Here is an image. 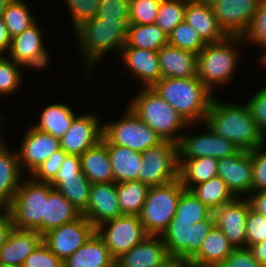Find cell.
Segmentation results:
<instances>
[{
    "label": "cell",
    "mask_w": 266,
    "mask_h": 267,
    "mask_svg": "<svg viewBox=\"0 0 266 267\" xmlns=\"http://www.w3.org/2000/svg\"><path fill=\"white\" fill-rule=\"evenodd\" d=\"M250 204L246 198H236L213 211L215 224L235 249L246 248V223Z\"/></svg>",
    "instance_id": "d6986e66"
},
{
    "label": "cell",
    "mask_w": 266,
    "mask_h": 267,
    "mask_svg": "<svg viewBox=\"0 0 266 267\" xmlns=\"http://www.w3.org/2000/svg\"><path fill=\"white\" fill-rule=\"evenodd\" d=\"M152 88L188 124L204 122L214 95L198 77L161 78Z\"/></svg>",
    "instance_id": "7a4b0ae2"
},
{
    "label": "cell",
    "mask_w": 266,
    "mask_h": 267,
    "mask_svg": "<svg viewBox=\"0 0 266 267\" xmlns=\"http://www.w3.org/2000/svg\"><path fill=\"white\" fill-rule=\"evenodd\" d=\"M215 224L214 216L193 224L172 218L161 238L171 258L190 261L200 250L203 240Z\"/></svg>",
    "instance_id": "9c48e42d"
},
{
    "label": "cell",
    "mask_w": 266,
    "mask_h": 267,
    "mask_svg": "<svg viewBox=\"0 0 266 267\" xmlns=\"http://www.w3.org/2000/svg\"><path fill=\"white\" fill-rule=\"evenodd\" d=\"M76 116L68 105L53 103L42 111L40 122L36 123L33 127L38 131L51 134L55 138L61 139L70 128Z\"/></svg>",
    "instance_id": "d6a6232c"
},
{
    "label": "cell",
    "mask_w": 266,
    "mask_h": 267,
    "mask_svg": "<svg viewBox=\"0 0 266 267\" xmlns=\"http://www.w3.org/2000/svg\"><path fill=\"white\" fill-rule=\"evenodd\" d=\"M50 185L59 191L79 212H83L90 198L91 182L82 174L79 178L53 180Z\"/></svg>",
    "instance_id": "8d00e7d4"
},
{
    "label": "cell",
    "mask_w": 266,
    "mask_h": 267,
    "mask_svg": "<svg viewBox=\"0 0 266 267\" xmlns=\"http://www.w3.org/2000/svg\"><path fill=\"white\" fill-rule=\"evenodd\" d=\"M1 123H2V122H1V118H0V128H1ZM0 130H2V129H0ZM0 135H1V134H0ZM1 141H2V140H1V138H0V142H1Z\"/></svg>",
    "instance_id": "a7ac6f4b"
},
{
    "label": "cell",
    "mask_w": 266,
    "mask_h": 267,
    "mask_svg": "<svg viewBox=\"0 0 266 267\" xmlns=\"http://www.w3.org/2000/svg\"><path fill=\"white\" fill-rule=\"evenodd\" d=\"M68 154L63 151L62 149L53 153V155L45 160L32 174V177L35 181L44 182V183H51L60 167L62 162L65 160Z\"/></svg>",
    "instance_id": "bcb514c9"
},
{
    "label": "cell",
    "mask_w": 266,
    "mask_h": 267,
    "mask_svg": "<svg viewBox=\"0 0 266 267\" xmlns=\"http://www.w3.org/2000/svg\"><path fill=\"white\" fill-rule=\"evenodd\" d=\"M162 0H130L129 24H155Z\"/></svg>",
    "instance_id": "7bdbcfd3"
},
{
    "label": "cell",
    "mask_w": 266,
    "mask_h": 267,
    "mask_svg": "<svg viewBox=\"0 0 266 267\" xmlns=\"http://www.w3.org/2000/svg\"><path fill=\"white\" fill-rule=\"evenodd\" d=\"M162 78H191L197 76V54L165 45L158 51Z\"/></svg>",
    "instance_id": "cb8c5ba5"
},
{
    "label": "cell",
    "mask_w": 266,
    "mask_h": 267,
    "mask_svg": "<svg viewBox=\"0 0 266 267\" xmlns=\"http://www.w3.org/2000/svg\"><path fill=\"white\" fill-rule=\"evenodd\" d=\"M261 59V64H263L264 67H266V52H264L263 56L260 58Z\"/></svg>",
    "instance_id": "e7e4bbea"
},
{
    "label": "cell",
    "mask_w": 266,
    "mask_h": 267,
    "mask_svg": "<svg viewBox=\"0 0 266 267\" xmlns=\"http://www.w3.org/2000/svg\"><path fill=\"white\" fill-rule=\"evenodd\" d=\"M95 113L76 116L60 139V147L67 154L81 156L97 145L103 137V126Z\"/></svg>",
    "instance_id": "2e32d148"
},
{
    "label": "cell",
    "mask_w": 266,
    "mask_h": 267,
    "mask_svg": "<svg viewBox=\"0 0 266 267\" xmlns=\"http://www.w3.org/2000/svg\"><path fill=\"white\" fill-rule=\"evenodd\" d=\"M81 214L95 228L105 221L122 216L116 183L91 184L89 202Z\"/></svg>",
    "instance_id": "ffe728a7"
},
{
    "label": "cell",
    "mask_w": 266,
    "mask_h": 267,
    "mask_svg": "<svg viewBox=\"0 0 266 267\" xmlns=\"http://www.w3.org/2000/svg\"><path fill=\"white\" fill-rule=\"evenodd\" d=\"M246 104L253 120L266 136V87L256 92Z\"/></svg>",
    "instance_id": "816d5d0a"
},
{
    "label": "cell",
    "mask_w": 266,
    "mask_h": 267,
    "mask_svg": "<svg viewBox=\"0 0 266 267\" xmlns=\"http://www.w3.org/2000/svg\"><path fill=\"white\" fill-rule=\"evenodd\" d=\"M94 233L95 227L81 215L78 219L45 233L42 242L64 262Z\"/></svg>",
    "instance_id": "7c38bea8"
},
{
    "label": "cell",
    "mask_w": 266,
    "mask_h": 267,
    "mask_svg": "<svg viewBox=\"0 0 266 267\" xmlns=\"http://www.w3.org/2000/svg\"><path fill=\"white\" fill-rule=\"evenodd\" d=\"M11 205L14 228L35 230L42 235V220L45 218L46 201L53 189L50 183L35 181L32 177L21 180Z\"/></svg>",
    "instance_id": "8992f818"
},
{
    "label": "cell",
    "mask_w": 266,
    "mask_h": 267,
    "mask_svg": "<svg viewBox=\"0 0 266 267\" xmlns=\"http://www.w3.org/2000/svg\"><path fill=\"white\" fill-rule=\"evenodd\" d=\"M18 152L0 142V207L8 208L22 180Z\"/></svg>",
    "instance_id": "d4e9b609"
},
{
    "label": "cell",
    "mask_w": 266,
    "mask_h": 267,
    "mask_svg": "<svg viewBox=\"0 0 266 267\" xmlns=\"http://www.w3.org/2000/svg\"><path fill=\"white\" fill-rule=\"evenodd\" d=\"M178 164L179 178L186 190L217 176L218 159L216 158L178 159Z\"/></svg>",
    "instance_id": "1f68e13d"
},
{
    "label": "cell",
    "mask_w": 266,
    "mask_h": 267,
    "mask_svg": "<svg viewBox=\"0 0 266 267\" xmlns=\"http://www.w3.org/2000/svg\"><path fill=\"white\" fill-rule=\"evenodd\" d=\"M180 178L158 186H150L139 219L148 235L161 236L175 216L181 193Z\"/></svg>",
    "instance_id": "52a82bcc"
},
{
    "label": "cell",
    "mask_w": 266,
    "mask_h": 267,
    "mask_svg": "<svg viewBox=\"0 0 266 267\" xmlns=\"http://www.w3.org/2000/svg\"><path fill=\"white\" fill-rule=\"evenodd\" d=\"M168 44L198 54L207 43L185 20L168 35Z\"/></svg>",
    "instance_id": "60d3db41"
},
{
    "label": "cell",
    "mask_w": 266,
    "mask_h": 267,
    "mask_svg": "<svg viewBox=\"0 0 266 267\" xmlns=\"http://www.w3.org/2000/svg\"><path fill=\"white\" fill-rule=\"evenodd\" d=\"M184 20L196 29L206 43L220 42L227 37L220 28L211 5L188 0Z\"/></svg>",
    "instance_id": "484cf974"
},
{
    "label": "cell",
    "mask_w": 266,
    "mask_h": 267,
    "mask_svg": "<svg viewBox=\"0 0 266 267\" xmlns=\"http://www.w3.org/2000/svg\"><path fill=\"white\" fill-rule=\"evenodd\" d=\"M79 157L81 170L91 184L114 182L107 146L102 141Z\"/></svg>",
    "instance_id": "f1b7e54d"
},
{
    "label": "cell",
    "mask_w": 266,
    "mask_h": 267,
    "mask_svg": "<svg viewBox=\"0 0 266 267\" xmlns=\"http://www.w3.org/2000/svg\"><path fill=\"white\" fill-rule=\"evenodd\" d=\"M11 43V38L8 34L6 25L4 24L3 19H0V56H5L3 54L6 53V51H9Z\"/></svg>",
    "instance_id": "680465c9"
},
{
    "label": "cell",
    "mask_w": 266,
    "mask_h": 267,
    "mask_svg": "<svg viewBox=\"0 0 266 267\" xmlns=\"http://www.w3.org/2000/svg\"><path fill=\"white\" fill-rule=\"evenodd\" d=\"M170 259L161 236L148 235L115 261L122 267H161Z\"/></svg>",
    "instance_id": "44dd1931"
},
{
    "label": "cell",
    "mask_w": 266,
    "mask_h": 267,
    "mask_svg": "<svg viewBox=\"0 0 266 267\" xmlns=\"http://www.w3.org/2000/svg\"><path fill=\"white\" fill-rule=\"evenodd\" d=\"M121 60L142 82L143 87H152L161 78L158 52L134 47H123ZM145 85V86H144Z\"/></svg>",
    "instance_id": "7402d4cb"
},
{
    "label": "cell",
    "mask_w": 266,
    "mask_h": 267,
    "mask_svg": "<svg viewBox=\"0 0 266 267\" xmlns=\"http://www.w3.org/2000/svg\"><path fill=\"white\" fill-rule=\"evenodd\" d=\"M114 262L108 247L95 232L63 262V267H110Z\"/></svg>",
    "instance_id": "4316f807"
},
{
    "label": "cell",
    "mask_w": 266,
    "mask_h": 267,
    "mask_svg": "<svg viewBox=\"0 0 266 267\" xmlns=\"http://www.w3.org/2000/svg\"><path fill=\"white\" fill-rule=\"evenodd\" d=\"M243 38L266 49V0H260L250 28Z\"/></svg>",
    "instance_id": "f6af8a7d"
},
{
    "label": "cell",
    "mask_w": 266,
    "mask_h": 267,
    "mask_svg": "<svg viewBox=\"0 0 266 267\" xmlns=\"http://www.w3.org/2000/svg\"><path fill=\"white\" fill-rule=\"evenodd\" d=\"M11 1L12 0H0V19L3 17L5 9Z\"/></svg>",
    "instance_id": "94428289"
},
{
    "label": "cell",
    "mask_w": 266,
    "mask_h": 267,
    "mask_svg": "<svg viewBox=\"0 0 266 267\" xmlns=\"http://www.w3.org/2000/svg\"><path fill=\"white\" fill-rule=\"evenodd\" d=\"M129 104L128 107L135 115L152 128L163 141L178 144L182 136L178 132L188 125H194L188 124L152 87H144Z\"/></svg>",
    "instance_id": "277c9868"
},
{
    "label": "cell",
    "mask_w": 266,
    "mask_h": 267,
    "mask_svg": "<svg viewBox=\"0 0 266 267\" xmlns=\"http://www.w3.org/2000/svg\"><path fill=\"white\" fill-rule=\"evenodd\" d=\"M21 65L7 56H0V96L9 95L21 85ZM17 88V89H16Z\"/></svg>",
    "instance_id": "b9f144b4"
},
{
    "label": "cell",
    "mask_w": 266,
    "mask_h": 267,
    "mask_svg": "<svg viewBox=\"0 0 266 267\" xmlns=\"http://www.w3.org/2000/svg\"><path fill=\"white\" fill-rule=\"evenodd\" d=\"M72 16L74 31L97 16L99 0H64Z\"/></svg>",
    "instance_id": "ee69618b"
},
{
    "label": "cell",
    "mask_w": 266,
    "mask_h": 267,
    "mask_svg": "<svg viewBox=\"0 0 266 267\" xmlns=\"http://www.w3.org/2000/svg\"><path fill=\"white\" fill-rule=\"evenodd\" d=\"M82 174L80 157L78 155L68 154L62 162L54 180H65L70 178L77 179Z\"/></svg>",
    "instance_id": "db71d44e"
},
{
    "label": "cell",
    "mask_w": 266,
    "mask_h": 267,
    "mask_svg": "<svg viewBox=\"0 0 266 267\" xmlns=\"http://www.w3.org/2000/svg\"><path fill=\"white\" fill-rule=\"evenodd\" d=\"M218 136L233 142L239 150L250 152L266 145V136L253 120L247 104L220 102L212 98L203 122Z\"/></svg>",
    "instance_id": "6da1fadb"
},
{
    "label": "cell",
    "mask_w": 266,
    "mask_h": 267,
    "mask_svg": "<svg viewBox=\"0 0 266 267\" xmlns=\"http://www.w3.org/2000/svg\"><path fill=\"white\" fill-rule=\"evenodd\" d=\"M18 150L19 164L22 172L32 174L54 152L61 149L60 139L51 134L38 131L33 126L25 132Z\"/></svg>",
    "instance_id": "ac0fdd59"
},
{
    "label": "cell",
    "mask_w": 266,
    "mask_h": 267,
    "mask_svg": "<svg viewBox=\"0 0 266 267\" xmlns=\"http://www.w3.org/2000/svg\"><path fill=\"white\" fill-rule=\"evenodd\" d=\"M255 260L266 267V239L248 248Z\"/></svg>",
    "instance_id": "6f0895ef"
},
{
    "label": "cell",
    "mask_w": 266,
    "mask_h": 267,
    "mask_svg": "<svg viewBox=\"0 0 266 267\" xmlns=\"http://www.w3.org/2000/svg\"><path fill=\"white\" fill-rule=\"evenodd\" d=\"M213 215V211L197 199L190 190H184L178 200L175 216L178 220L192 221L193 224L205 221Z\"/></svg>",
    "instance_id": "f35d334b"
},
{
    "label": "cell",
    "mask_w": 266,
    "mask_h": 267,
    "mask_svg": "<svg viewBox=\"0 0 266 267\" xmlns=\"http://www.w3.org/2000/svg\"><path fill=\"white\" fill-rule=\"evenodd\" d=\"M13 228L14 225L10 210L8 208L0 207V249L6 244Z\"/></svg>",
    "instance_id": "11a10c76"
},
{
    "label": "cell",
    "mask_w": 266,
    "mask_h": 267,
    "mask_svg": "<svg viewBox=\"0 0 266 267\" xmlns=\"http://www.w3.org/2000/svg\"><path fill=\"white\" fill-rule=\"evenodd\" d=\"M218 267H265L254 259L248 248L235 249Z\"/></svg>",
    "instance_id": "f5cc1de1"
},
{
    "label": "cell",
    "mask_w": 266,
    "mask_h": 267,
    "mask_svg": "<svg viewBox=\"0 0 266 267\" xmlns=\"http://www.w3.org/2000/svg\"><path fill=\"white\" fill-rule=\"evenodd\" d=\"M219 176L239 198L252 191L253 160L251 152L240 150L237 154L218 159Z\"/></svg>",
    "instance_id": "e0dca14e"
},
{
    "label": "cell",
    "mask_w": 266,
    "mask_h": 267,
    "mask_svg": "<svg viewBox=\"0 0 266 267\" xmlns=\"http://www.w3.org/2000/svg\"><path fill=\"white\" fill-rule=\"evenodd\" d=\"M168 44V35L156 24H129L126 44L124 47H134L159 51Z\"/></svg>",
    "instance_id": "836d02e7"
},
{
    "label": "cell",
    "mask_w": 266,
    "mask_h": 267,
    "mask_svg": "<svg viewBox=\"0 0 266 267\" xmlns=\"http://www.w3.org/2000/svg\"><path fill=\"white\" fill-rule=\"evenodd\" d=\"M110 267H122V266L115 261Z\"/></svg>",
    "instance_id": "03108f58"
},
{
    "label": "cell",
    "mask_w": 266,
    "mask_h": 267,
    "mask_svg": "<svg viewBox=\"0 0 266 267\" xmlns=\"http://www.w3.org/2000/svg\"><path fill=\"white\" fill-rule=\"evenodd\" d=\"M183 262H184L183 260H179L177 258H171L161 267H183Z\"/></svg>",
    "instance_id": "91938a15"
},
{
    "label": "cell",
    "mask_w": 266,
    "mask_h": 267,
    "mask_svg": "<svg viewBox=\"0 0 266 267\" xmlns=\"http://www.w3.org/2000/svg\"><path fill=\"white\" fill-rule=\"evenodd\" d=\"M42 38V29L36 21L21 34L11 39L8 58L23 67L47 68L50 57Z\"/></svg>",
    "instance_id": "9a60e30c"
},
{
    "label": "cell",
    "mask_w": 266,
    "mask_h": 267,
    "mask_svg": "<svg viewBox=\"0 0 266 267\" xmlns=\"http://www.w3.org/2000/svg\"><path fill=\"white\" fill-rule=\"evenodd\" d=\"M118 203L123 215H139L150 186L140 180L116 183Z\"/></svg>",
    "instance_id": "d590c367"
},
{
    "label": "cell",
    "mask_w": 266,
    "mask_h": 267,
    "mask_svg": "<svg viewBox=\"0 0 266 267\" xmlns=\"http://www.w3.org/2000/svg\"><path fill=\"white\" fill-rule=\"evenodd\" d=\"M183 267H216V266L198 265V264L192 263L191 261H184Z\"/></svg>",
    "instance_id": "6125c7cd"
},
{
    "label": "cell",
    "mask_w": 266,
    "mask_h": 267,
    "mask_svg": "<svg viewBox=\"0 0 266 267\" xmlns=\"http://www.w3.org/2000/svg\"><path fill=\"white\" fill-rule=\"evenodd\" d=\"M0 267H15V266H6V265L0 264Z\"/></svg>",
    "instance_id": "003e7915"
},
{
    "label": "cell",
    "mask_w": 266,
    "mask_h": 267,
    "mask_svg": "<svg viewBox=\"0 0 266 267\" xmlns=\"http://www.w3.org/2000/svg\"><path fill=\"white\" fill-rule=\"evenodd\" d=\"M266 239V217L249 210L246 223V248Z\"/></svg>",
    "instance_id": "681fc988"
},
{
    "label": "cell",
    "mask_w": 266,
    "mask_h": 267,
    "mask_svg": "<svg viewBox=\"0 0 266 267\" xmlns=\"http://www.w3.org/2000/svg\"><path fill=\"white\" fill-rule=\"evenodd\" d=\"M42 242V235L35 230L13 228L6 244L0 249V264L22 267L25 259Z\"/></svg>",
    "instance_id": "603a6c76"
},
{
    "label": "cell",
    "mask_w": 266,
    "mask_h": 267,
    "mask_svg": "<svg viewBox=\"0 0 266 267\" xmlns=\"http://www.w3.org/2000/svg\"><path fill=\"white\" fill-rule=\"evenodd\" d=\"M260 0H218L211 7L220 28L227 36L247 33Z\"/></svg>",
    "instance_id": "4fadbf2b"
},
{
    "label": "cell",
    "mask_w": 266,
    "mask_h": 267,
    "mask_svg": "<svg viewBox=\"0 0 266 267\" xmlns=\"http://www.w3.org/2000/svg\"><path fill=\"white\" fill-rule=\"evenodd\" d=\"M187 3L188 0H162L155 24L169 35L178 24L184 21Z\"/></svg>",
    "instance_id": "ab89813d"
},
{
    "label": "cell",
    "mask_w": 266,
    "mask_h": 267,
    "mask_svg": "<svg viewBox=\"0 0 266 267\" xmlns=\"http://www.w3.org/2000/svg\"><path fill=\"white\" fill-rule=\"evenodd\" d=\"M246 199L254 212L266 217V190L251 191Z\"/></svg>",
    "instance_id": "9f6ffc18"
},
{
    "label": "cell",
    "mask_w": 266,
    "mask_h": 267,
    "mask_svg": "<svg viewBox=\"0 0 266 267\" xmlns=\"http://www.w3.org/2000/svg\"><path fill=\"white\" fill-rule=\"evenodd\" d=\"M139 180L149 186L163 185L179 178L178 144L163 141L142 153Z\"/></svg>",
    "instance_id": "30bf717a"
},
{
    "label": "cell",
    "mask_w": 266,
    "mask_h": 267,
    "mask_svg": "<svg viewBox=\"0 0 266 267\" xmlns=\"http://www.w3.org/2000/svg\"><path fill=\"white\" fill-rule=\"evenodd\" d=\"M95 232L115 260L148 236L138 215H122L105 221Z\"/></svg>",
    "instance_id": "8fae6325"
},
{
    "label": "cell",
    "mask_w": 266,
    "mask_h": 267,
    "mask_svg": "<svg viewBox=\"0 0 266 267\" xmlns=\"http://www.w3.org/2000/svg\"><path fill=\"white\" fill-rule=\"evenodd\" d=\"M22 267H63V262L41 242L25 259Z\"/></svg>",
    "instance_id": "c3c4849f"
},
{
    "label": "cell",
    "mask_w": 266,
    "mask_h": 267,
    "mask_svg": "<svg viewBox=\"0 0 266 267\" xmlns=\"http://www.w3.org/2000/svg\"><path fill=\"white\" fill-rule=\"evenodd\" d=\"M129 20H106L93 18L83 23L76 34L80 52L83 55L85 73L90 74L92 66L110 50L120 53L126 44ZM91 68V69H90ZM88 70V71H87Z\"/></svg>",
    "instance_id": "3957f363"
},
{
    "label": "cell",
    "mask_w": 266,
    "mask_h": 267,
    "mask_svg": "<svg viewBox=\"0 0 266 267\" xmlns=\"http://www.w3.org/2000/svg\"><path fill=\"white\" fill-rule=\"evenodd\" d=\"M190 191L212 211L233 202L237 198L219 176L193 186Z\"/></svg>",
    "instance_id": "e575fe53"
},
{
    "label": "cell",
    "mask_w": 266,
    "mask_h": 267,
    "mask_svg": "<svg viewBox=\"0 0 266 267\" xmlns=\"http://www.w3.org/2000/svg\"><path fill=\"white\" fill-rule=\"evenodd\" d=\"M205 134H182L178 142V159H194L199 157H212L221 159L237 154L239 148L230 140L215 135L208 126L204 125Z\"/></svg>",
    "instance_id": "5bb4252c"
},
{
    "label": "cell",
    "mask_w": 266,
    "mask_h": 267,
    "mask_svg": "<svg viewBox=\"0 0 266 267\" xmlns=\"http://www.w3.org/2000/svg\"><path fill=\"white\" fill-rule=\"evenodd\" d=\"M63 195L53 188L46 201L45 218L42 220V236L48 231L70 223L81 216Z\"/></svg>",
    "instance_id": "4dcf8cb0"
},
{
    "label": "cell",
    "mask_w": 266,
    "mask_h": 267,
    "mask_svg": "<svg viewBox=\"0 0 266 267\" xmlns=\"http://www.w3.org/2000/svg\"><path fill=\"white\" fill-rule=\"evenodd\" d=\"M241 36H227L216 43H207L197 54V77L211 92L215 85H225L232 78L238 62Z\"/></svg>",
    "instance_id": "5b68a950"
},
{
    "label": "cell",
    "mask_w": 266,
    "mask_h": 267,
    "mask_svg": "<svg viewBox=\"0 0 266 267\" xmlns=\"http://www.w3.org/2000/svg\"><path fill=\"white\" fill-rule=\"evenodd\" d=\"M266 145L250 151L253 160L252 191L266 190ZM265 150V151H264Z\"/></svg>",
    "instance_id": "f907efd6"
},
{
    "label": "cell",
    "mask_w": 266,
    "mask_h": 267,
    "mask_svg": "<svg viewBox=\"0 0 266 267\" xmlns=\"http://www.w3.org/2000/svg\"><path fill=\"white\" fill-rule=\"evenodd\" d=\"M130 0H99L97 18L129 20Z\"/></svg>",
    "instance_id": "7dc6e473"
},
{
    "label": "cell",
    "mask_w": 266,
    "mask_h": 267,
    "mask_svg": "<svg viewBox=\"0 0 266 267\" xmlns=\"http://www.w3.org/2000/svg\"><path fill=\"white\" fill-rule=\"evenodd\" d=\"M25 3L22 0H12L3 14L2 19L11 39L36 22L34 15L31 14Z\"/></svg>",
    "instance_id": "74e56055"
},
{
    "label": "cell",
    "mask_w": 266,
    "mask_h": 267,
    "mask_svg": "<svg viewBox=\"0 0 266 267\" xmlns=\"http://www.w3.org/2000/svg\"><path fill=\"white\" fill-rule=\"evenodd\" d=\"M190 1L198 3V4L212 5L214 2H216L218 0H190Z\"/></svg>",
    "instance_id": "be15d7a7"
},
{
    "label": "cell",
    "mask_w": 266,
    "mask_h": 267,
    "mask_svg": "<svg viewBox=\"0 0 266 267\" xmlns=\"http://www.w3.org/2000/svg\"><path fill=\"white\" fill-rule=\"evenodd\" d=\"M235 248L214 224L202 242L199 252L190 260L198 265L218 267Z\"/></svg>",
    "instance_id": "f546056e"
},
{
    "label": "cell",
    "mask_w": 266,
    "mask_h": 267,
    "mask_svg": "<svg viewBox=\"0 0 266 267\" xmlns=\"http://www.w3.org/2000/svg\"><path fill=\"white\" fill-rule=\"evenodd\" d=\"M101 141L104 144L120 145L140 153L163 142L162 138L129 107L122 119L103 125Z\"/></svg>",
    "instance_id": "ba28073f"
},
{
    "label": "cell",
    "mask_w": 266,
    "mask_h": 267,
    "mask_svg": "<svg viewBox=\"0 0 266 267\" xmlns=\"http://www.w3.org/2000/svg\"><path fill=\"white\" fill-rule=\"evenodd\" d=\"M112 166L114 183L139 180L142 165V153L127 147L105 144Z\"/></svg>",
    "instance_id": "83f0119b"
}]
</instances>
